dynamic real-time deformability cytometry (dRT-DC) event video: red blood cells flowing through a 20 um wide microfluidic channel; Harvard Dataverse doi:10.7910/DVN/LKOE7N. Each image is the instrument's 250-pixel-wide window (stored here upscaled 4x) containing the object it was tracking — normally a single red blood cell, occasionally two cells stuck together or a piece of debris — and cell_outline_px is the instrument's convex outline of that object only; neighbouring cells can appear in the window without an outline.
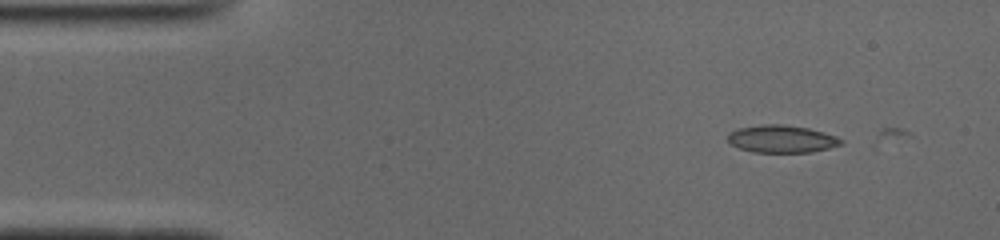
{"species": "common noctule bat (a hibernating species)", "species_latin": "Nyctalus noctula", "temperature_condition": "cold", "stored_images_in_passage": 4, "camera_frame_rate_fps": 3000, "um_per_image_px": 0.085, "animal": {"sex": "male", "body_mass_g": 19.0, "forearm_length_mm": 50.8}, "frame": {"image": 1, "passage_image": 3, "time_ms": 0.667, "image_size_px": [1000, 240], "cell_outline_px": [[844, 144], [812, 152], [752, 152], [728, 144], [728, 132], [736, 128], [764, 124], [780, 124], [808, 128], [836, 136], [844, 140]], "centroid_in_image_um": [66.42, 11.81], "position_along_channel_um": 18.6, "area_um2": 18.26}}